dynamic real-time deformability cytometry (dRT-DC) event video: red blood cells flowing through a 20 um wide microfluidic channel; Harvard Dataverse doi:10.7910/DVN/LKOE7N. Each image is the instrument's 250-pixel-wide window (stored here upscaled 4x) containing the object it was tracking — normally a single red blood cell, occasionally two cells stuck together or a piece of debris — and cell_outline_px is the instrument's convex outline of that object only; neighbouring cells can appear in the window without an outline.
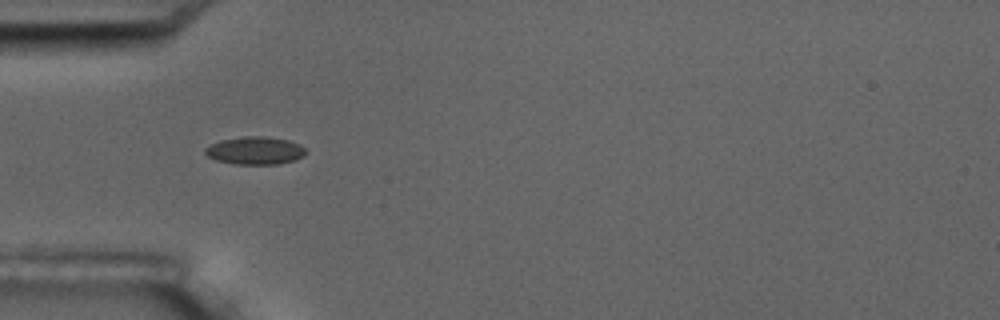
{"species": "common noctule bat (a hibernating species)", "species_latin": "Nyctalus noctula", "temperature_condition": "room temperature", "stored_images_in_passage": 3, "camera_frame_rate_fps": 3000, "um_per_image_px": 0.085, "animal": {"sex": "male", "body_mass_g": 17.5, "forearm_length_mm": 52.3}, "frame": {"image": 1, "passage_image": 3, "time_ms": 1.667, "image_size_px": [1000, 320], "cell_outline_px": [[308, 152], [304, 156], [296, 160], [276, 164], [236, 164], [216, 160], [208, 156], [204, 152], [204, 148], [208, 144], [220, 140], [244, 136], [264, 136], [288, 140], [300, 144]], "centroid_in_image_um": [21.68, 12.79], "position_along_channel_um": 63.3, "area_um2": 16.47}}